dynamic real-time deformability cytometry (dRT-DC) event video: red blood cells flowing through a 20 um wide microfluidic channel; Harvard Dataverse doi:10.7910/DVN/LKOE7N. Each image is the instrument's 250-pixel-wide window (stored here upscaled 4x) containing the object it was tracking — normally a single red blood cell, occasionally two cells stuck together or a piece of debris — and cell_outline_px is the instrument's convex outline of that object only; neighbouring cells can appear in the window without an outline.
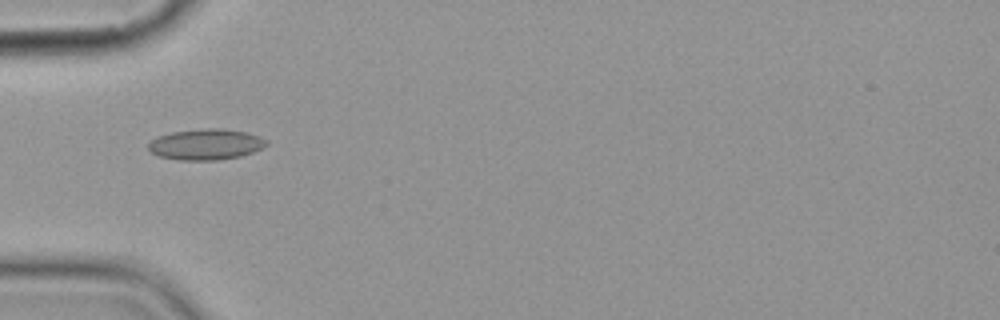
{"species": "common noctule bat (a hibernating species)", "species_latin": "Nyctalus noctula", "temperature_condition": "cold", "stored_images_in_passage": 7, "camera_frame_rate_fps": 3000, "um_per_image_px": 0.085, "animal": {"sex": "female", "body_mass_g": 19.9}, "frame": {"image": 1, "passage_image": 6, "time_ms": 5.667, "image_size_px": [1000, 320], "cell_outline_px": [[268, 144], [252, 152], [240, 156], [216, 160], [180, 160], [160, 156], [148, 152], [148, 144], [156, 136], [172, 132], [204, 128], [224, 128], [248, 132], [260, 136], [268, 140]], "centroid_in_image_um": [17.49, 12.26], "position_along_channel_um": 67.5, "area_um2": 21.39}}
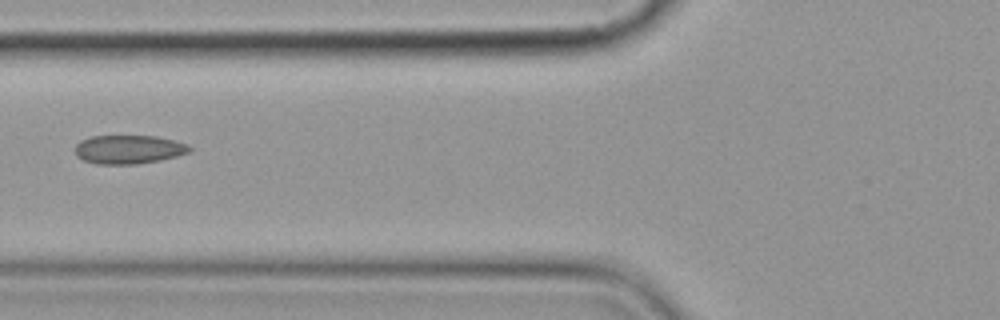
{"frame": {"image": 2, "passage_image": 7, "time_ms": 7.0, "image_size_px": [1000, 320], "cell_outline_px": [[192, 152], [160, 160], [136, 164], [96, 164], [84, 160], [76, 156], [76, 144], [80, 140], [92, 136], [156, 136], [176, 140], [188, 144], [192, 148]], "centroid_in_image_um": [10.97, 12.7], "position_along_channel_um": 114.8, "area_um2": 19.31}}